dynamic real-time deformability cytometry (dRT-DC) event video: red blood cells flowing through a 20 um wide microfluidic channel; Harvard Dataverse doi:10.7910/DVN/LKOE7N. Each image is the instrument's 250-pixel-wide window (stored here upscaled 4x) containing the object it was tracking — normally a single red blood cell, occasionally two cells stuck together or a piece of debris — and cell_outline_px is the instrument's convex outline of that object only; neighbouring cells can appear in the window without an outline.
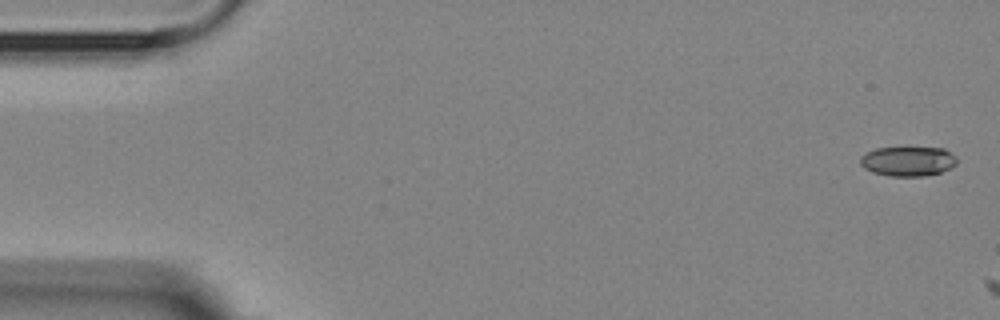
{"species": "Egyptian fruit bat (a non-hibernating species)", "species_latin": "Rousettus aegyptiacus", "temperature_condition": "room temperature", "stored_images_in_passage": 2, "camera_frame_rate_fps": 3000, "um_per_image_px": 0.085, "animal": {"sex": "female"}, "frame": {"image": 1, "passage_image": 1, "time_ms": 0.0, "image_size_px": [1000, 320], "cell_outline_px": [[956, 164], [952, 168], [940, 172], [924, 176], [888, 176], [872, 172], [864, 168], [860, 164], [860, 156], [876, 148], [944, 148], [956, 156]], "centroid_in_image_um": [77.18, 13.71], "position_along_channel_um": 7.8, "area_um2": 16.7}}